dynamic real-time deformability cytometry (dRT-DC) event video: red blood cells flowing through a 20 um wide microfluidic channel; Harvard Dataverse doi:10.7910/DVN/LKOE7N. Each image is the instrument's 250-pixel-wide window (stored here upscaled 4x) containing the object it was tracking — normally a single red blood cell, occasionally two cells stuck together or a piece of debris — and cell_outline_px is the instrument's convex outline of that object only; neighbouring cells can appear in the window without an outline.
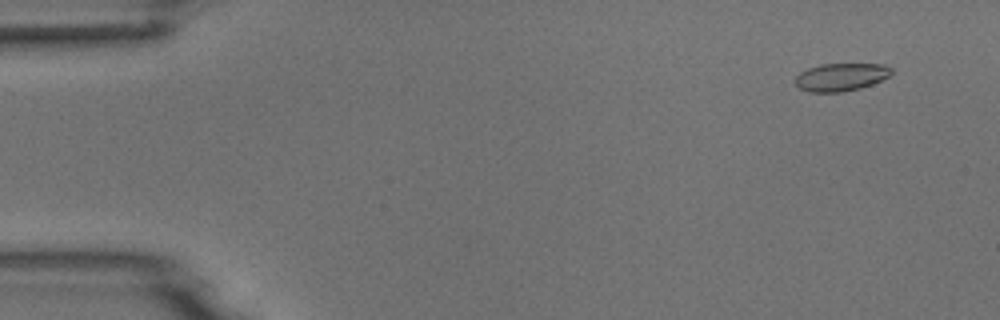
{"species": "common noctule bat (a hibernating species)", "species_latin": "Nyctalus noctula", "temperature_condition": "room temperature", "stored_images_in_passage": 4, "camera_frame_rate_fps": 3000, "um_per_image_px": 0.085, "animal": {"sex": "male", "body_mass_g": 18.8}, "frame": {"image": 1, "passage_image": 1, "time_ms": 0.0, "image_size_px": [1000, 320], "cell_outline_px": [[892, 72], [888, 76], [872, 84], [860, 88], [840, 92], [812, 92], [800, 88], [796, 84], [796, 76], [800, 72], [808, 68], [820, 64], [884, 64], [892, 68]], "centroid_in_image_um": [71.48, 6.54], "position_along_channel_um": 13.5, "area_um2": 15.43}}
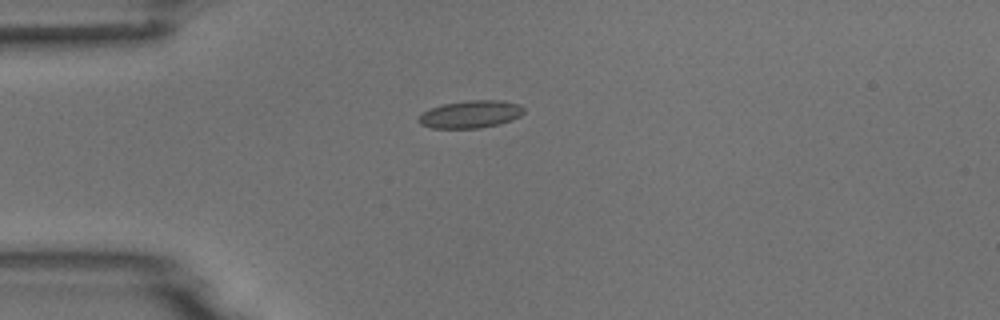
{"frame": {"image": 2, "passage_image": 4, "time_ms": 3.333, "image_size_px": [1000, 320], "cell_outline_px": [[524, 112], [520, 116], [512, 120], [500, 124], [480, 128], [432, 128], [420, 124], [416, 120], [424, 112], [432, 108], [444, 104], [468, 100], [500, 100], [520, 104], [524, 108]], "centroid_in_image_um": [40.03, 9.71], "position_along_channel_um": 45.0, "area_um2": 16.88}}